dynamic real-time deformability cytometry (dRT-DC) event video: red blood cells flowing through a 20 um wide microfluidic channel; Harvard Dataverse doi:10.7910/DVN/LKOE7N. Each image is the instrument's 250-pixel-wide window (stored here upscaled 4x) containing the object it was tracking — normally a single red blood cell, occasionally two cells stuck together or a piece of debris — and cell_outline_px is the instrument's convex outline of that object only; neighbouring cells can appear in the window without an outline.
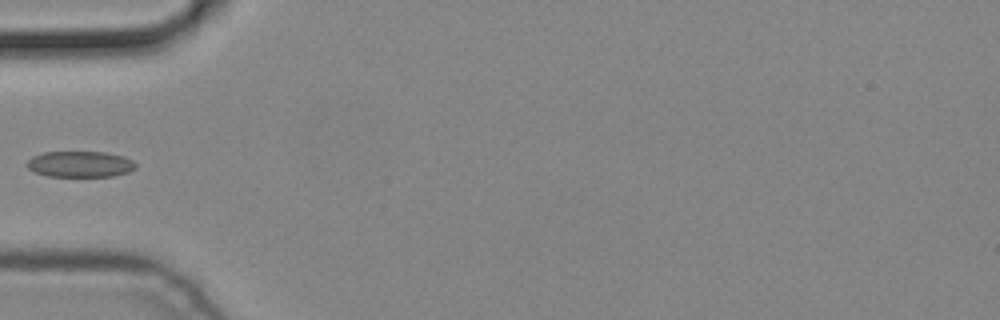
{"species": "common noctule bat (a hibernating species)", "species_latin": "Nyctalus noctula", "temperature_condition": "cold", "stored_images_in_passage": 4, "camera_frame_rate_fps": 3000, "um_per_image_px": 0.085, "animal": {"sex": "male", "body_mass_g": 19.2, "forearm_length_mm": 51.8}, "frame": {"image": 1, "passage_image": 4, "time_ms": 1.0, "image_size_px": [1000, 320], "cell_outline_px": [[136, 168], [128, 172], [112, 176], [48, 176], [36, 172], [28, 168], [24, 164], [32, 156], [44, 152], [104, 152], [124, 156], [132, 160], [136, 164]], "centroid_in_image_um": [6.8, 13.95], "position_along_channel_um": 78.2, "area_um2": 16.47}}